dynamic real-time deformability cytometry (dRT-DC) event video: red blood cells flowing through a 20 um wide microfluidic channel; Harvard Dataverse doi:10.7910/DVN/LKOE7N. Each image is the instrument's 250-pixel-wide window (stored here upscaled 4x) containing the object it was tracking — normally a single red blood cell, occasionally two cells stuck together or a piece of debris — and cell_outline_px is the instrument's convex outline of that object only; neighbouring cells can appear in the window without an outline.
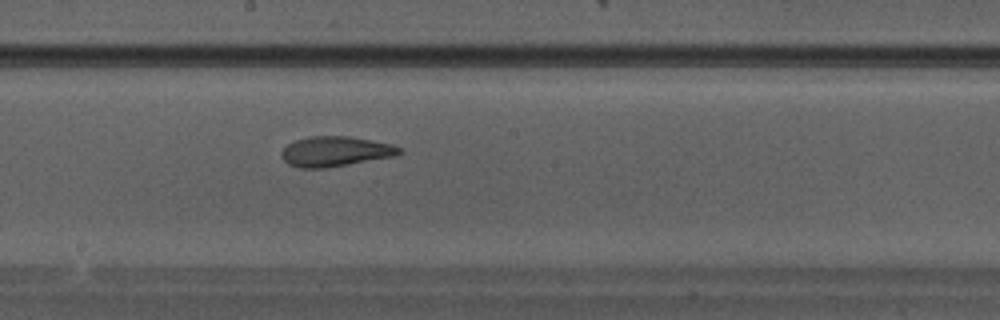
{"species": "Egyptian fruit bat (a non-hibernating species)", "species_latin": "Rousettus aegyptiacus", "temperature_condition": "warm", "stored_images_in_passage": 28, "camera_frame_rate_fps": 3000, "um_per_image_px": 0.085, "animal": {"sex": "male"}, "frame": {"image": 1, "passage_image": 13, "time_ms": 4.0, "image_size_px": [1000, 320], "cell_outline_px": [[404, 152], [396, 156], [324, 168], [300, 168], [288, 164], [284, 160], [280, 152], [288, 144], [296, 140], [308, 136], [352, 136], [392, 144], [400, 148]], "centroid_in_image_um": [28.52, 12.86], "position_along_channel_um": 219.7, "area_um2": 20.69}}